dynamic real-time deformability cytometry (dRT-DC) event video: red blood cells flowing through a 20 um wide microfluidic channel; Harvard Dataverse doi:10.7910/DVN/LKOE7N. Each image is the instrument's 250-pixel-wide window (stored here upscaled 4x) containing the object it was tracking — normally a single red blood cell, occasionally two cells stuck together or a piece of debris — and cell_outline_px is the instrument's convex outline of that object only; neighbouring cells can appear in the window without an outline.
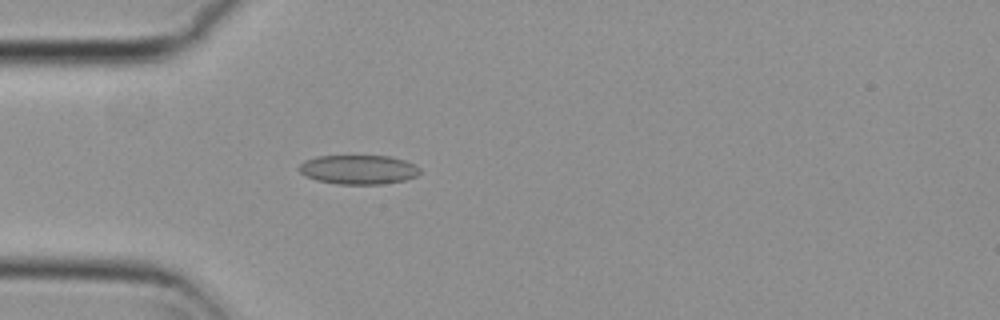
{"species": "common noctule bat (a hibernating species)", "species_latin": "Nyctalus noctula", "temperature_condition": "cold", "stored_images_in_passage": 39, "camera_frame_rate_fps": 3000, "um_per_image_px": 0.085, "animal": {"sex": "female", "body_mass_g": 29.2, "forearm_length_mm": 56.3}, "frame": {"image": 1, "passage_image": 1, "time_ms": 0.0, "image_size_px": [1000, 320], "cell_outline_px": [[420, 172], [416, 176], [404, 180], [384, 184], [336, 184], [316, 180], [304, 176], [296, 168], [304, 160], [316, 156], [392, 156], [416, 164], [420, 168]], "centroid_in_image_um": [30.44, 14.41], "position_along_channel_um": 54.6, "area_um2": 20.87}}
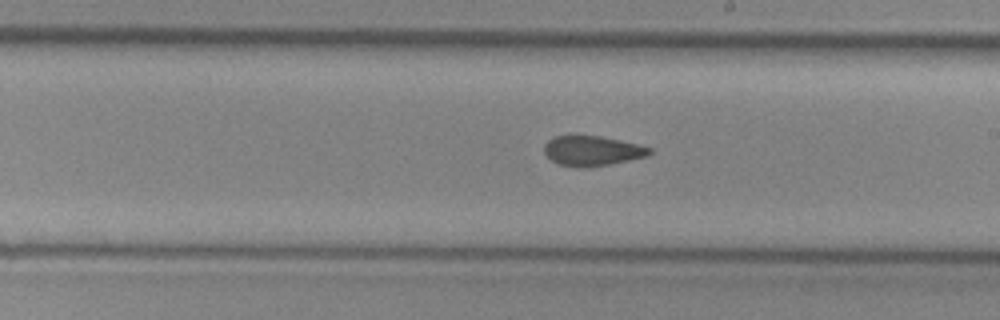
{"frame": {"image": 2, "passage_image": 16, "time_ms": 5.0, "image_size_px": [1000, 320], "cell_outline_px": [[652, 152], [648, 156], [588, 168], [576, 168], [556, 164], [544, 152], [544, 144], [552, 136], [568, 132], [576, 132], [600, 136], [620, 140], [652, 148]], "centroid_in_image_um": [50.24, 12.77], "position_along_channel_um": 238.8, "area_um2": 19.25}}
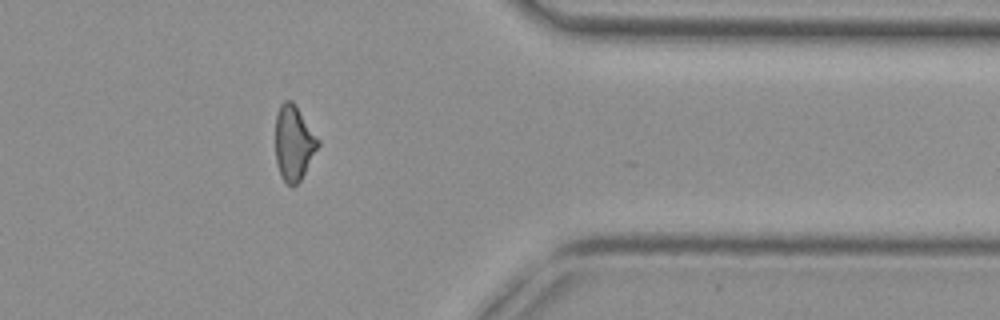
{"frame": {"image": 3, "passage_image": 29, "time_ms": 9.333, "image_size_px": [1000, 320], "cell_outline_px": [[320, 144], [300, 180], [292, 188], [280, 176], [276, 160], [276, 112], [280, 104], [284, 100], [292, 100], [296, 104], [320, 140]], "centroid_in_image_um": [24.97, 12.11], "position_along_channel_um": 386.4, "area_um2": 18.73}, "authors_computed_cell_mechanics": {"area_um2": 18.9584, "velocity_mm_per_s": 3.809, "shape_relaxation_time_tau1_ms": null, "shape_relaxation_time_tau2_ms": 4.2531, "deformation_change_tau1": null, "deformation_change_tau2": 0.1048}}